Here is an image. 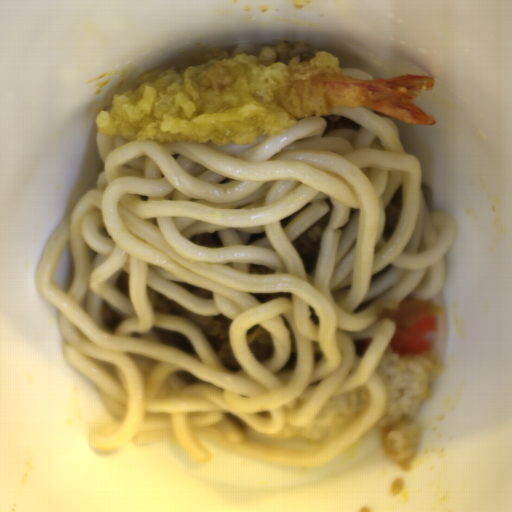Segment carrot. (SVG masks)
<instances>
[{"label": "carrot", "mask_w": 512, "mask_h": 512, "mask_svg": "<svg viewBox=\"0 0 512 512\" xmlns=\"http://www.w3.org/2000/svg\"><path fill=\"white\" fill-rule=\"evenodd\" d=\"M438 324L435 317L420 320L412 327L395 325V333L389 343L394 353L401 355H419L429 351L430 344L425 334L437 332Z\"/></svg>", "instance_id": "1"}]
</instances>
